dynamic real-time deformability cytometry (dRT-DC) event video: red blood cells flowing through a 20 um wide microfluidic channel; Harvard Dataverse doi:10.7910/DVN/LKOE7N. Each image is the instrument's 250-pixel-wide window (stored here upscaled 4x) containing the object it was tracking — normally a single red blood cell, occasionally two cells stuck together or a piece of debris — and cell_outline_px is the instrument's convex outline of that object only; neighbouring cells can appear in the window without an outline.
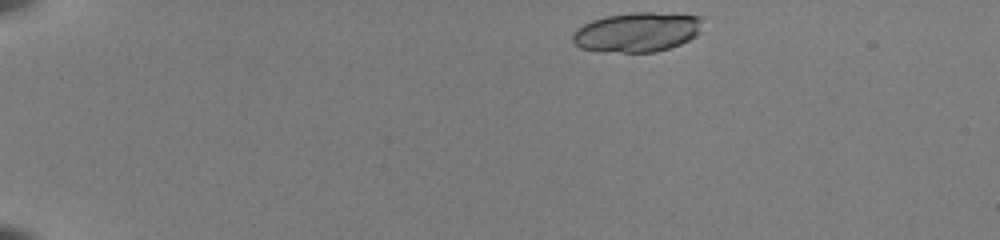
{"species": "common noctule bat (a hibernating species)", "species_latin": "Nyctalus noctula", "temperature_condition": "room temperature", "stored_images_in_passage": 8, "camera_frame_rate_fps": 3000, "um_per_image_px": 0.085, "animal": {"sex": "female", "body_mass_g": 22.0, "forearm_length_mm": 56.7}, "frame": {"image": 1, "passage_image": 1, "time_ms": 0.0, "image_size_px": [1000, 240], "cell_outline_px": [[704, 16], [700, 32], [696, 36], [680, 44], [656, 52], [620, 52], [580, 48], [572, 40], [572, 32], [576, 28], [592, 20], [604, 16], [632, 12], [652, 12]], "centroid_in_image_um": [54.18, 2.71], "position_along_channel_um": 30.8, "area_um2": 30.11}}